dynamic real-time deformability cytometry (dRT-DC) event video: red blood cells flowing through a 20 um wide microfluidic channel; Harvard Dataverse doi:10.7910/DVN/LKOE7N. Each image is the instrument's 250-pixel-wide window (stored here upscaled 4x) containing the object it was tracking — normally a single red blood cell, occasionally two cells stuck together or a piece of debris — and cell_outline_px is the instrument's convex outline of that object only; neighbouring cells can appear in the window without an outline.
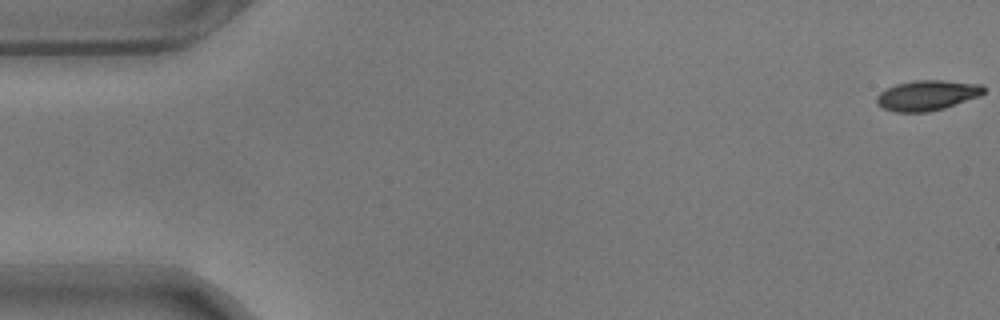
{"species": "common noctule bat (a hibernating species)", "species_latin": "Nyctalus noctula", "temperature_condition": "warm", "stored_images_in_passage": 13, "camera_frame_rate_fps": 3000, "um_per_image_px": 0.085, "animal": {"sex": "male", "body_mass_g": 17.9}, "frame": {"image": 1, "passage_image": 1, "time_ms": 0.0, "image_size_px": [1000, 320], "cell_outline_px": [[984, 92], [980, 96], [944, 108], [928, 112], [896, 112], [884, 108], [876, 104], [876, 96], [880, 92], [896, 84], [916, 80], [940, 80], [984, 84]], "centroid_in_image_um": [78.81, 8.1], "position_along_channel_um": 6.2, "area_um2": 18.84}}